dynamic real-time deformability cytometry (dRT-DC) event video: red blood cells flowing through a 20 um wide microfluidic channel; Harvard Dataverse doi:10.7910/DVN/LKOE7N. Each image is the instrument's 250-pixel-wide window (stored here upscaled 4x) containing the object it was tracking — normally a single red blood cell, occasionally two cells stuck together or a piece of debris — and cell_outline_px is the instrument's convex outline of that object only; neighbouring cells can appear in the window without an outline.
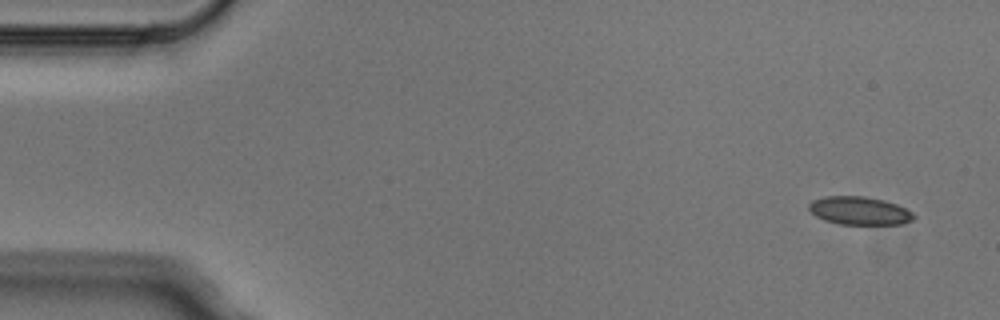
{"species": "Egyptian fruit bat (a non-hibernating species)", "species_latin": "Rousettus aegyptiacus", "temperature_condition": "cold", "stored_images_in_passage": 6, "camera_frame_rate_fps": 3000, "um_per_image_px": 0.085, "animal": {"sex": "male"}, "frame": {"image": 1, "passage_image": 1, "time_ms": 0.0, "image_size_px": [1000, 320], "cell_outline_px": [[916, 216], [912, 220], [900, 224], [840, 224], [824, 220], [816, 216], [808, 208], [808, 204], [812, 200], [824, 196], [864, 196], [884, 200], [896, 204], [912, 212]], "centroid_in_image_um": [73.03, 17.9], "position_along_channel_um": 12.0, "area_um2": 17.17}}
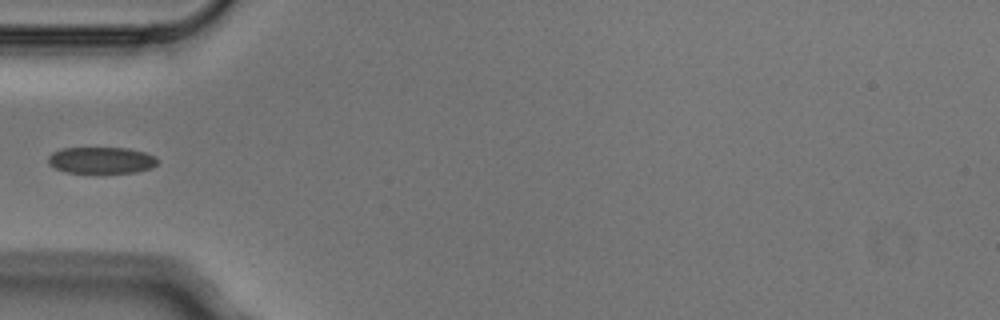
{"frame": {"image": 2, "passage_image": 5, "time_ms": 1.333, "image_size_px": [1000, 320], "cell_outline_px": [[160, 160], [152, 168], [136, 172], [64, 172], [48, 164], [48, 156], [52, 152], [64, 148], [128, 148], [144, 152], [156, 156]], "centroid_in_image_um": [8.63, 13.61], "position_along_channel_um": 76.4, "area_um2": 16.88}}
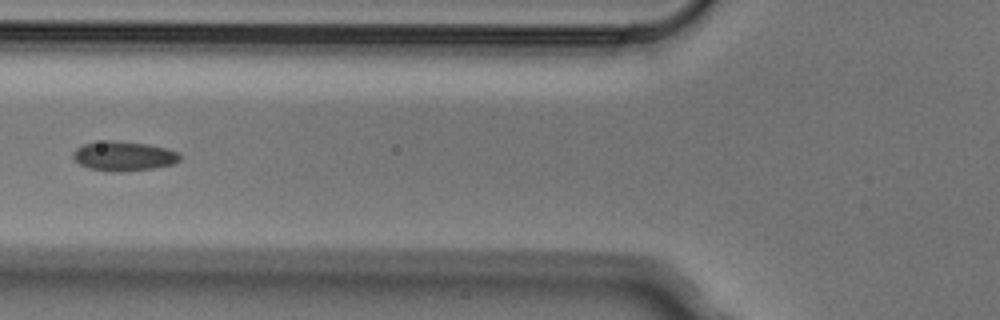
{"frame": {"image": 3, "passage_image": 6, "time_ms": 1.667, "image_size_px": [1000, 320], "cell_outline_px": [[180, 160], [172, 164], [152, 168], [88, 168], [80, 164], [72, 156], [72, 152], [76, 148], [84, 144], [108, 140], [112, 140], [148, 144], [164, 148], [176, 152], [180, 156]], "centroid_in_image_um": [10.49, 13.2], "position_along_channel_um": 115.3, "area_um2": 17.17}}